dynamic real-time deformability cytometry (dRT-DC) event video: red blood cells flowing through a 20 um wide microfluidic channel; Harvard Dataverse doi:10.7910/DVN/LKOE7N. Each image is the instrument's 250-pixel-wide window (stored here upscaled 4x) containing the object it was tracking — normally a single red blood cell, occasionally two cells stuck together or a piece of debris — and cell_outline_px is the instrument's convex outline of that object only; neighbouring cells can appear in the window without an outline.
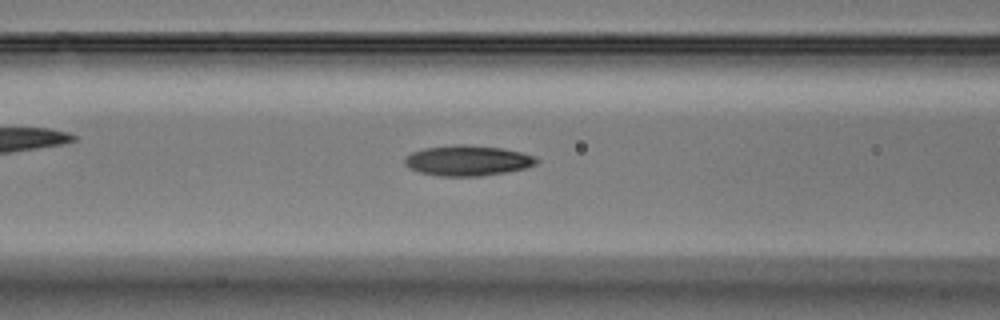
{"species": "Egyptian fruit bat (a non-hibernating species)", "species_latin": "Rousettus aegyptiacus", "temperature_condition": "warm", "stored_images_in_passage": 38, "camera_frame_rate_fps": 3000, "um_per_image_px": 0.085, "animal": {"sex": "male"}, "frame": {"image": 1, "passage_image": 11, "time_ms": 3.333, "image_size_px": [1000, 320], "cell_outline_px": [[540, 160], [536, 164], [524, 168], [504, 172], [480, 176], [440, 176], [420, 172], [408, 168], [404, 164], [404, 156], [412, 152], [424, 148], [460, 144], [464, 144], [504, 148], [536, 156]], "centroid_in_image_um": [39.73, 13.64], "position_along_channel_um": 126.9, "area_um2": 23.41}}
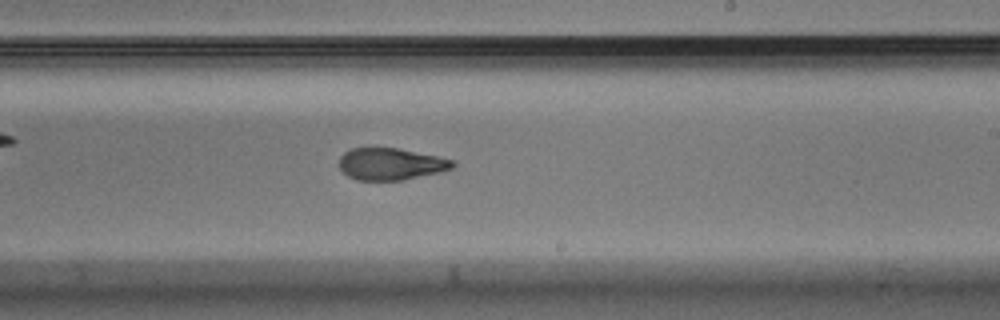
{"frame": {"image": 2, "passage_image": 22, "time_ms": 7.0, "image_size_px": [1000, 320], "cell_outline_px": [[456, 164], [452, 168], [440, 172], [404, 180], [356, 180], [348, 176], [340, 168], [340, 156], [344, 152], [352, 148], [368, 144], [396, 148], [440, 156], [456, 160]], "centroid_in_image_um": [33.21, 13.9], "position_along_channel_um": 255.8, "area_um2": 21.85}}
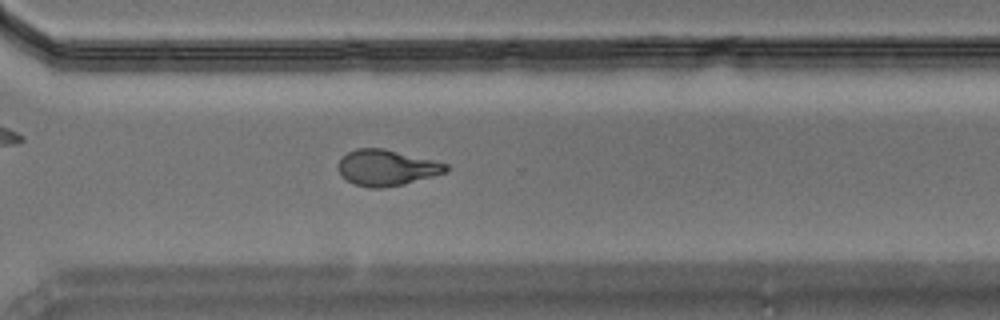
{"frame": {"image": 3, "passage_image": 29, "time_ms": 9.333, "image_size_px": [1000, 320], "cell_outline_px": [[452, 168], [444, 172], [432, 176], [404, 184], [384, 188], [368, 188], [352, 184], [340, 172], [340, 160], [348, 152], [356, 148], [384, 148], [448, 164]], "centroid_in_image_um": [32.88, 14.26], "position_along_channel_um": 337.7, "area_um2": 22.31}, "authors_computed_cell_mechanics": {"area_um2": 22.4264, "velocity_mm_per_s": 3.5255, "shape_relaxation_time_tau1_ms": 6.9083, "shape_relaxation_time_tau2_ms": 3.3003, "deformation_change_tau1": 0.2084, "deformation_change_tau2": 0.1095}}